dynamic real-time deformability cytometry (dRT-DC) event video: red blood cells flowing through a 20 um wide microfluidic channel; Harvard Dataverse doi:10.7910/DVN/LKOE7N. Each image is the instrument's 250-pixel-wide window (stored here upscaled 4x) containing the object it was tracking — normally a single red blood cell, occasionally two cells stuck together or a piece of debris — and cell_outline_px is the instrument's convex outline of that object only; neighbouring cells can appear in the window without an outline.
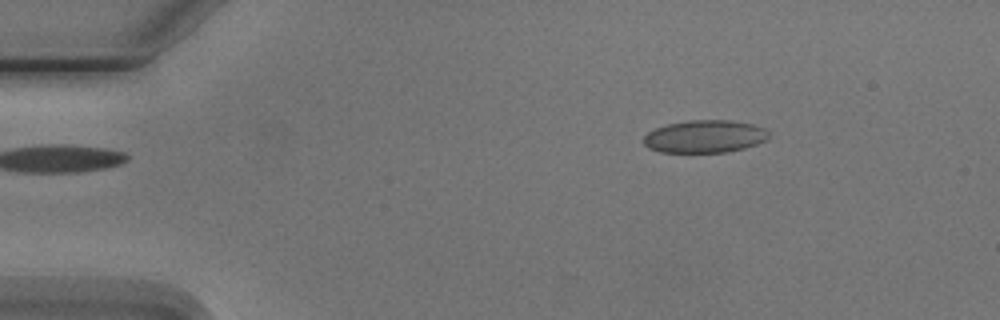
{"species": "Egyptian fruit bat (a non-hibernating species)", "species_latin": "Rousettus aegyptiacus", "temperature_condition": "cold", "stored_images_in_passage": 4, "camera_frame_rate_fps": 3000, "um_per_image_px": 0.085, "animal": {"sex": "male"}, "frame": {"image": 1, "passage_image": 2, "time_ms": 1.0, "image_size_px": [1000, 320], "cell_outline_px": [[768, 140], [744, 148], [728, 152], [660, 152], [648, 148], [644, 144], [644, 136], [648, 132], [656, 128], [668, 124], [692, 120], [728, 120], [752, 124], [764, 128], [768, 132]], "centroid_in_image_um": [59.91, 11.6], "position_along_channel_um": 25.1, "area_um2": 23.7}}
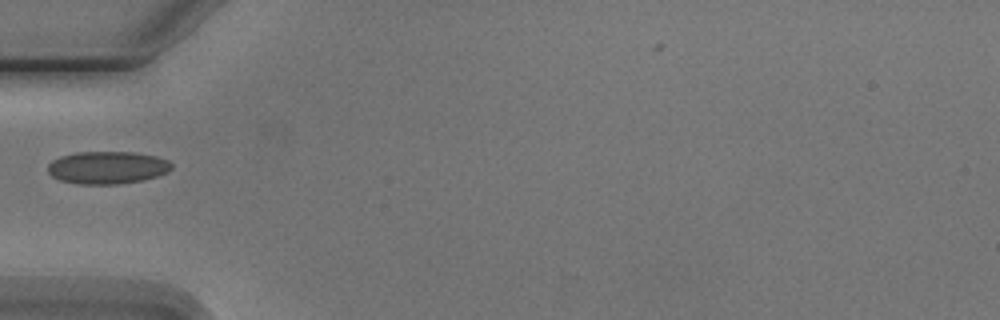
{"frame": {"image": 2, "passage_image": 4, "time_ms": 4.333, "image_size_px": [1000, 320], "cell_outline_px": [[172, 168], [168, 172], [144, 180], [116, 184], [80, 184], [60, 180], [52, 176], [48, 172], [48, 164], [52, 160], [60, 156], [76, 152], [132, 152], [156, 156], [168, 160], [172, 164]], "centroid_in_image_um": [9.12, 14.24], "position_along_channel_um": 75.9, "area_um2": 23.52}}